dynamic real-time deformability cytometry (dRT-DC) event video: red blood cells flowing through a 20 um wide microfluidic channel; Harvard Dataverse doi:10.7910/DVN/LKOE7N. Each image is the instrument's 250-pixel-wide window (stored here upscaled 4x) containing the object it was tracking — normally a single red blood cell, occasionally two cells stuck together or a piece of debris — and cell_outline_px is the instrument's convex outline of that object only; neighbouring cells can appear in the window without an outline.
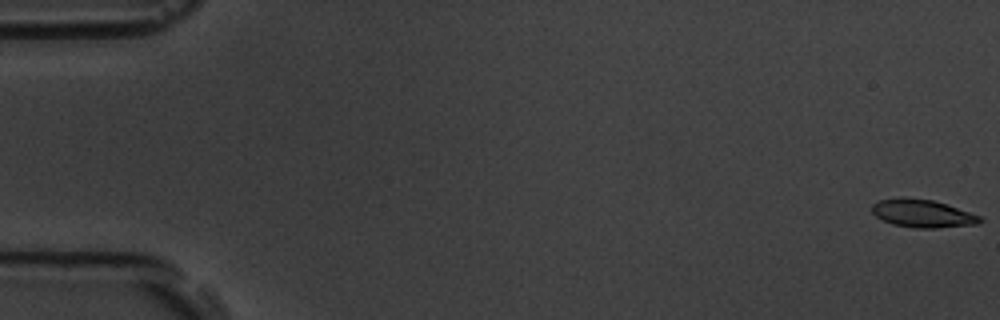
{"species": "common noctule bat (a hibernating species)", "species_latin": "Nyctalus noctula", "temperature_condition": "room temperature", "stored_images_in_passage": 55, "camera_frame_rate_fps": 3000, "um_per_image_px": 0.085, "animal": {"sex": "male", "body_mass_g": 19.5, "forearm_length_mm": 54.6}, "frame": {"image": 1, "passage_image": 1, "time_ms": 0.0, "image_size_px": [1000, 320], "cell_outline_px": [[984, 220], [976, 224], [936, 228], [916, 228], [892, 224], [876, 216], [872, 212], [872, 204], [880, 200], [932, 200], [980, 216]], "centroid_in_image_um": [78.44, 18.19], "position_along_channel_um": 6.6, "area_um2": 16.65}}
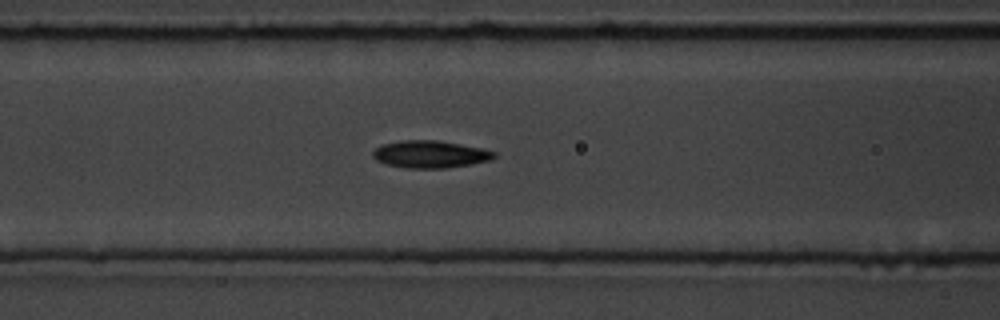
{"frame": {"image": 2, "passage_image": 23, "time_ms": 7.333, "image_size_px": [1000, 320], "cell_outline_px": [[496, 156], [492, 160], [472, 164], [444, 168], [408, 168], [388, 164], [376, 160], [372, 156], [372, 152], [380, 144], [400, 140], [436, 140], [460, 144], [480, 148], [496, 152]], "centroid_in_image_um": [36.56, 13.1], "position_along_channel_um": 130.0, "area_um2": 19.31}}
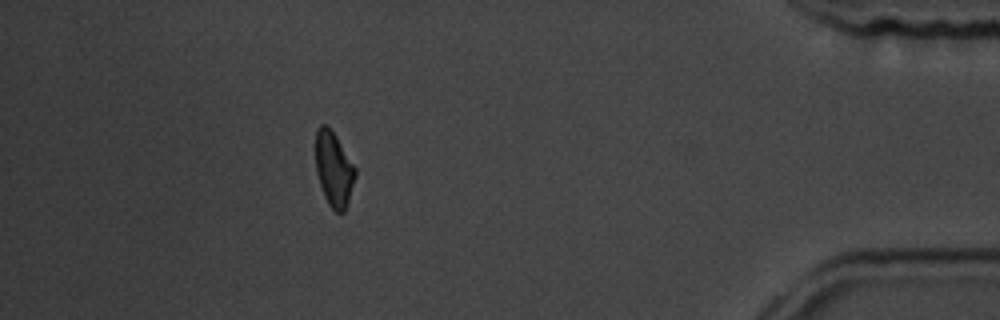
{"frame": {"image": 3, "passage_image": 49, "time_ms": 16.0, "image_size_px": [1000, 320], "cell_outline_px": [[356, 176], [344, 212], [336, 212], [328, 204], [324, 196], [316, 172], [316, 128], [320, 124], [324, 124], [336, 136], [356, 168]], "centroid_in_image_um": [28.37, 14.37], "position_along_channel_um": 406.8, "area_um2": 17.05}, "authors_computed_cell_mechanics": {"area_um2": 18.2648, "velocity_mm_per_s": 3.7835, "shape_relaxation_time_tau1_ms": 4.81, "shape_relaxation_time_tau2_ms": null, "deformation_change_tau1": 0.1383, "deformation_change_tau2": null}}